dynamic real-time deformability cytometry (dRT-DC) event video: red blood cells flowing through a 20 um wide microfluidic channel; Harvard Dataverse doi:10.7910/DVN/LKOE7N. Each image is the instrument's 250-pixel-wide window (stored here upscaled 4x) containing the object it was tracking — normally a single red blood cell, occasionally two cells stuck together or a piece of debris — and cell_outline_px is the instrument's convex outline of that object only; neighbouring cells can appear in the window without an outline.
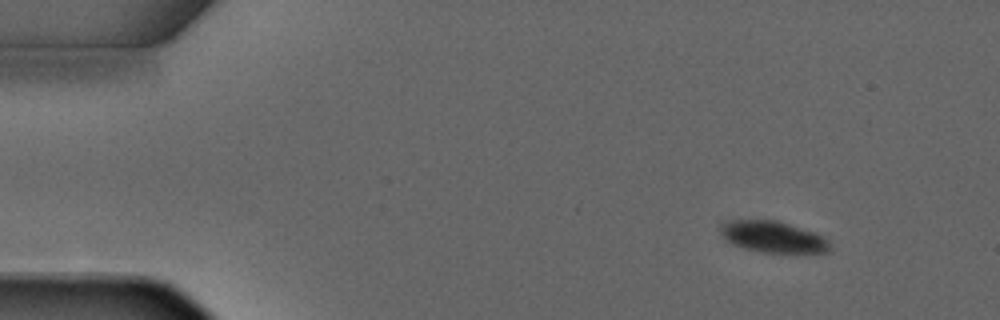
{"species": "common noctule bat (a hibernating species)", "species_latin": "Nyctalus noctula", "temperature_condition": "warm", "stored_images_in_passage": 2, "camera_frame_rate_fps": 3000, "um_per_image_px": 0.085, "animal": {"sex": "male", "forearm_length_mm": 52.5}, "frame": {"image": 1, "passage_image": 1, "time_ms": 0.0, "image_size_px": [1000, 320], "cell_outline_px": [[832, 252], [764, 252], [744, 248], [732, 244], [720, 232], [720, 224], [724, 220], [776, 220], [816, 232], [824, 236], [832, 244]], "centroid_in_image_um": [65.75, 20.12], "position_along_channel_um": 19.3, "area_um2": 20.11}}